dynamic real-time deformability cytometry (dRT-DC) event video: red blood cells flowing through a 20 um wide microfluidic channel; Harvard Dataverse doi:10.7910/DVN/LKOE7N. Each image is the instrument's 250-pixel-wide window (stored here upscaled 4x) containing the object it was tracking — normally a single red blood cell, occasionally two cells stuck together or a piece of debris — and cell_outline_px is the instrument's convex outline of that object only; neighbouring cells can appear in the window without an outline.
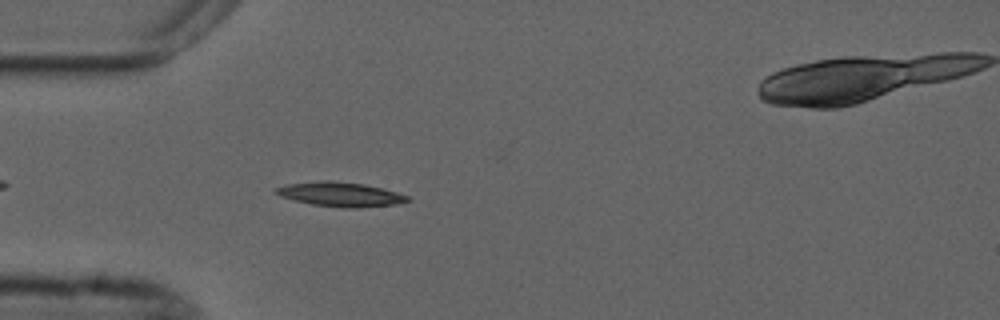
{"species": "common noctule bat (a hibernating species)", "species_latin": "Nyctalus noctula", "temperature_condition": "cold", "stored_images_in_passage": 5, "camera_frame_rate_fps": 3000, "um_per_image_px": 0.085, "animal": {"sex": "male", "forearm_length_mm": 52.5}, "frame": {"image": 1, "passage_image": 4, "time_ms": 3.667, "image_size_px": [1000, 320], "cell_outline_px": [[408, 200], [396, 204], [356, 208], [344, 208], [312, 204], [280, 196], [276, 192], [276, 188], [288, 184], [324, 180], [328, 180], [364, 184], [396, 192], [408, 196]], "centroid_in_image_um": [28.93, 16.52], "position_along_channel_um": 56.1, "area_um2": 18.26}}